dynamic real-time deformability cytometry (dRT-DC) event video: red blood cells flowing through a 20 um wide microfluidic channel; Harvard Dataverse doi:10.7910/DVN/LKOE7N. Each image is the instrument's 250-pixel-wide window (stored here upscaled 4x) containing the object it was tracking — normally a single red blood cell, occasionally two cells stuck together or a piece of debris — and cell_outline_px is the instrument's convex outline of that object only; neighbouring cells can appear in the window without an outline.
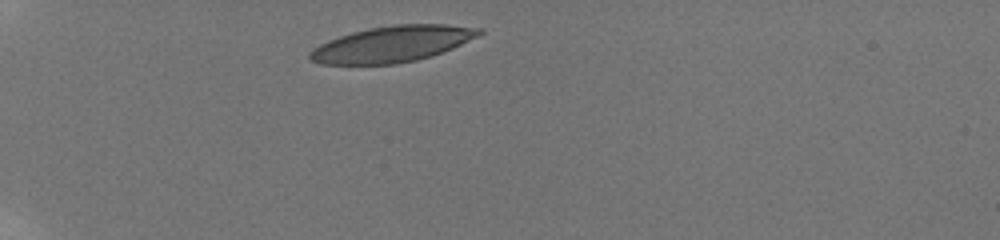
{"species": "human", "species_latin": "Homo sapiens", "temperature_condition": "room temperature", "stored_images_in_passage": 6, "camera_frame_rate_fps": 3000, "um_per_image_px": 0.085, "donor": {"sex": "male"}, "frame": {"image": 1, "passage_image": 1, "time_ms": 0.0, "image_size_px": [1000, 240], "cell_outline_px": [[484, 32], [480, 36], [452, 48], [416, 60], [396, 64], [320, 64], [312, 60], [308, 56], [308, 52], [312, 48], [328, 40], [352, 32], [368, 28], [396, 24], [444, 24], [484, 28]], "centroid_in_image_um": [33.35, 3.73], "position_along_channel_um": 51.6, "area_um2": 35.55}}
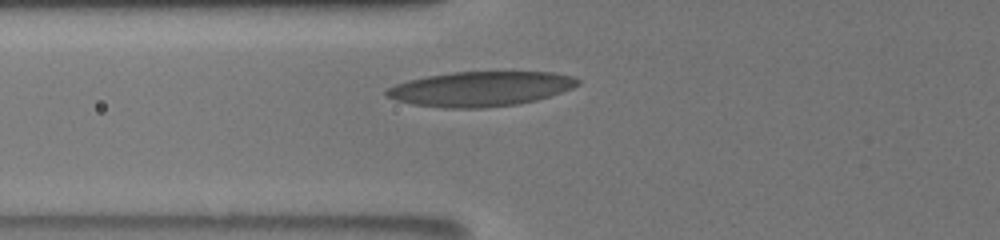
{"frame": {"image": 2, "passage_image": 4, "time_ms": 2.0, "image_size_px": [1000, 240], "cell_outline_px": [[580, 84], [572, 88], [536, 100], [520, 104], [480, 108], [444, 108], [412, 104], [396, 100], [384, 96], [384, 92], [388, 88], [396, 84], [408, 80], [428, 76], [452, 72], [552, 72], [572, 76], [580, 80]], "centroid_in_image_um": [40.82, 7.56], "position_along_channel_um": 85.0, "area_um2": 38.73}}